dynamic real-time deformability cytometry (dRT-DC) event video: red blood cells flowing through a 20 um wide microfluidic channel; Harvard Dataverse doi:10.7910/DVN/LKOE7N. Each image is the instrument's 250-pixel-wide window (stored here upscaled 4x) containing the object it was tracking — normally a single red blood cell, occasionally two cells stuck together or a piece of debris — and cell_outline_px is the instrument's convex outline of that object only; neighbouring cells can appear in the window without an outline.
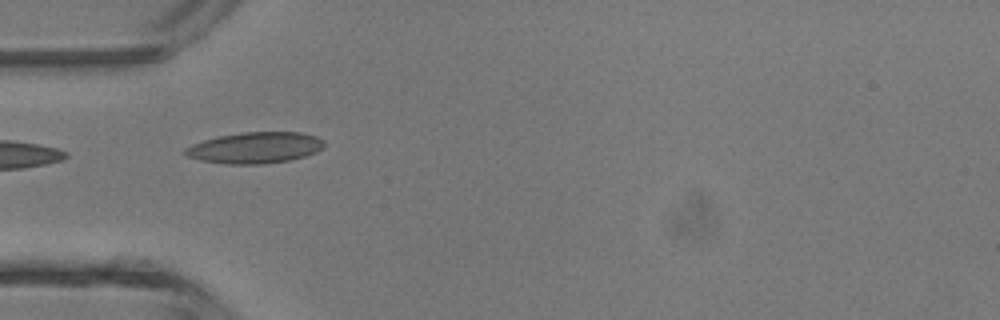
{"species": "common noctule bat (a hibernating species)", "species_latin": "Nyctalus noctula", "temperature_condition": "room temperature", "stored_images_in_passage": 3, "camera_frame_rate_fps": 3000, "um_per_image_px": 0.085, "animal": {"sex": "male", "body_mass_g": 13.3}, "frame": {"image": 1, "passage_image": 2, "time_ms": 1.333, "image_size_px": [1000, 320], "cell_outline_px": [[324, 148], [316, 152], [304, 156], [288, 160], [264, 164], [224, 164], [200, 160], [188, 156], [184, 152], [184, 148], [192, 144], [204, 140], [220, 136], [240, 132], [300, 132], [316, 136], [324, 140]], "centroid_in_image_um": [21.69, 12.55], "position_along_channel_um": 63.3, "area_um2": 25.26}}
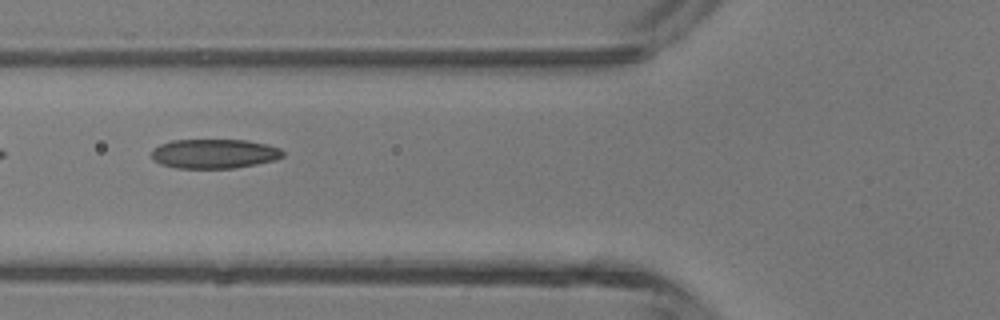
{"frame": {"image": 2, "passage_image": 3, "time_ms": 2.333, "image_size_px": [1000, 320], "cell_outline_px": [[284, 156], [276, 160], [256, 164], [232, 168], [176, 168], [160, 164], [152, 156], [152, 152], [160, 144], [172, 140], [248, 140], [268, 144], [280, 148], [284, 152]], "centroid_in_image_um": [18.27, 13.06], "position_along_channel_um": 107.5, "area_um2": 22.48}}